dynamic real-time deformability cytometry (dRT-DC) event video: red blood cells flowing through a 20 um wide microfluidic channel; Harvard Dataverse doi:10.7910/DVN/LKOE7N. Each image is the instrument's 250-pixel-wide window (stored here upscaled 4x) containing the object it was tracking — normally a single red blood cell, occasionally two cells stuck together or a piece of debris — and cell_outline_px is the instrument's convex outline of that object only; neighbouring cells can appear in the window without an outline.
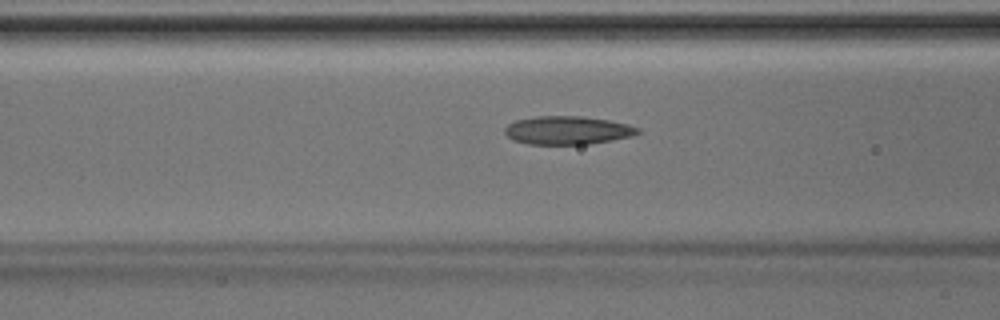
{"species": "Egyptian fruit bat (a non-hibernating species)", "species_latin": "Rousettus aegyptiacus", "temperature_condition": "room temperature", "stored_images_in_passage": 45, "camera_frame_rate_fps": 3000, "um_per_image_px": 0.085, "animal": {"sex": "male"}, "frame": {"image": 1, "passage_image": 18, "time_ms": 5.667, "image_size_px": [1000, 320], "cell_outline_px": [[640, 132], [632, 136], [588, 144], [528, 144], [512, 140], [504, 132], [504, 128], [508, 124], [516, 120], [536, 116], [580, 116], [608, 120], [628, 124], [640, 128]], "centroid_in_image_um": [48.22, 11.07], "position_along_channel_um": 118.4, "area_um2": 21.91}}
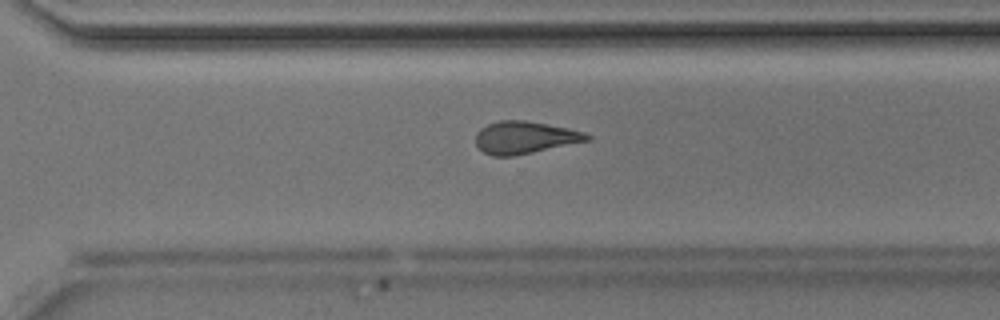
{"frame": {"image": 2, "passage_image": 32, "time_ms": 10.333, "image_size_px": [1000, 320], "cell_outline_px": [[592, 140], [512, 156], [492, 156], [484, 152], [476, 144], [476, 132], [480, 128], [488, 124], [500, 120], [524, 120], [568, 128], [584, 132], [592, 136]], "centroid_in_image_um": [44.62, 11.68], "position_along_channel_um": 326.0, "area_um2": 20.92}}
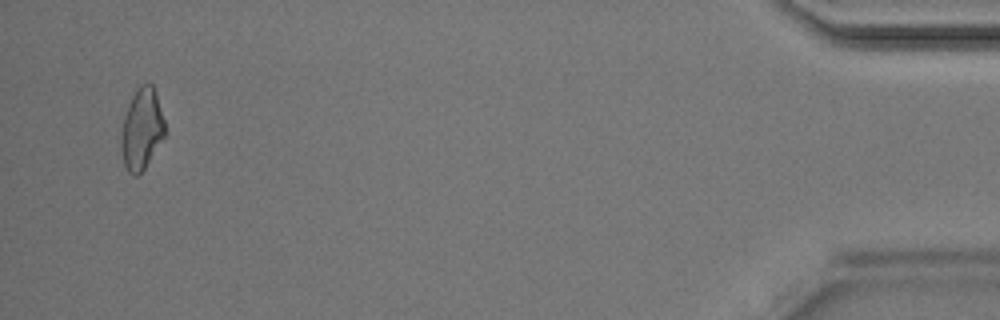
{"frame": {"image": 3, "passage_image": 44, "time_ms": 14.333, "image_size_px": [1000, 320], "cell_outline_px": [[164, 136], [144, 168], [136, 176], [132, 176], [128, 172], [124, 164], [120, 148], [120, 136], [124, 116], [128, 104], [132, 96], [140, 84], [152, 84], [156, 92], [164, 120]], "centroid_in_image_um": [12.01, 10.97], "position_along_channel_um": 423.2, "area_um2": 20.52}}